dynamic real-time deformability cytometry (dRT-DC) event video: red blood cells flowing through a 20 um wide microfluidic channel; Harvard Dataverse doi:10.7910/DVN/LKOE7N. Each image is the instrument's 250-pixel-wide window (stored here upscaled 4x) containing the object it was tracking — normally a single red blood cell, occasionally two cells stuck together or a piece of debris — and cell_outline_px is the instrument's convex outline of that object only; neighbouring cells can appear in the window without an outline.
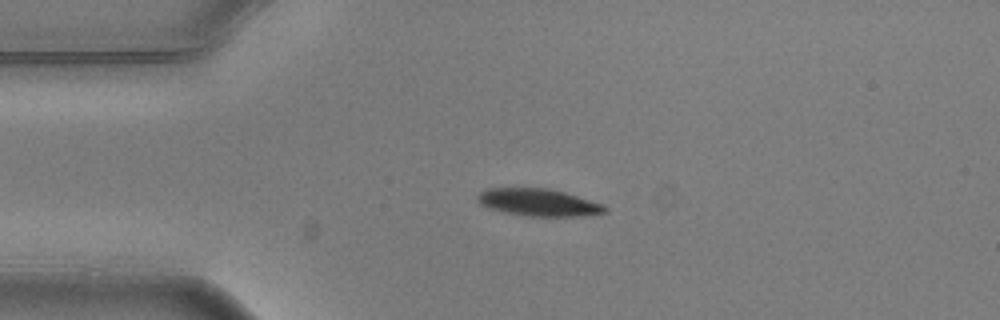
{"species": "common noctule bat (a hibernating species)", "species_latin": "Nyctalus noctula", "temperature_condition": "warm", "stored_images_in_passage": 3, "camera_frame_rate_fps": 3000, "um_per_image_px": 0.085, "animal": {"sex": "male", "body_mass_g": 20.5, "forearm_length_mm": 52.5}, "frame": {"image": 1, "passage_image": 1, "time_ms": 0.0, "image_size_px": [1000, 320], "cell_outline_px": [[608, 208], [604, 212], [576, 216], [528, 216], [504, 212], [480, 204], [476, 200], [476, 196], [480, 192], [488, 188], [548, 188], [564, 192], [604, 204]], "centroid_in_image_um": [45.75, 17.19], "position_along_channel_um": 39.3, "area_um2": 20.06}}
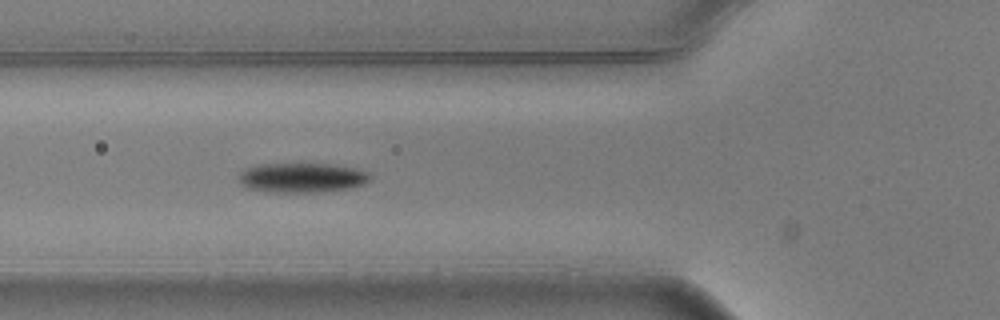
{"frame": {"image": 2, "passage_image": 3, "time_ms": 0.667, "image_size_px": [1000, 320], "cell_outline_px": [[372, 176], [364, 184], [348, 188], [316, 192], [272, 192], [248, 188], [240, 184], [240, 172], [244, 168], [260, 164], [328, 164], [356, 168], [368, 172]], "centroid_in_image_um": [25.65, 15.1], "position_along_channel_um": 100.1, "area_um2": 22.54}}